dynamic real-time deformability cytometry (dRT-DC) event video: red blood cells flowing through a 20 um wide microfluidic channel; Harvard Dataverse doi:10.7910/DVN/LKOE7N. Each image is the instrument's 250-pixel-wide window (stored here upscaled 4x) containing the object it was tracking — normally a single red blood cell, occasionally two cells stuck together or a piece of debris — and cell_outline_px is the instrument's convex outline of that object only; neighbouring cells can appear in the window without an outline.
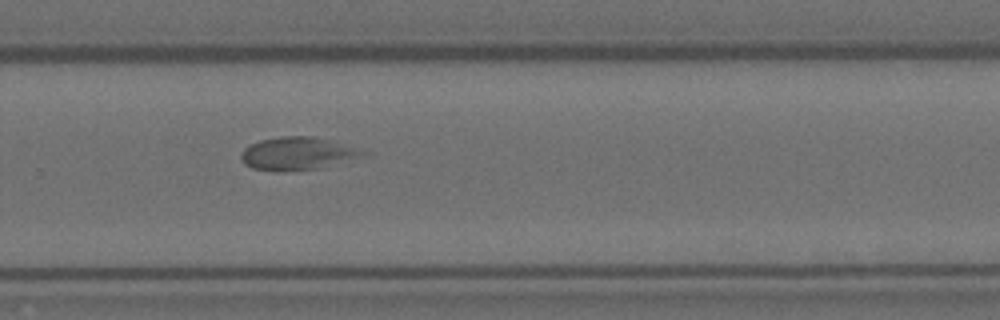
{"species": "Egyptian fruit bat (a non-hibernating species)", "species_latin": "Rousettus aegyptiacus", "temperature_condition": "room temperature", "stored_images_in_passage": 14, "camera_frame_rate_fps": 3000, "um_per_image_px": 0.085, "animal": {"sex": "female"}, "frame": {"image": 1, "passage_image": 10, "time_ms": 3.0, "image_size_px": [1000, 320], "cell_outline_px": [[364, 152], [320, 168], [276, 172], [252, 168], [244, 164], [240, 156], [240, 152], [244, 148], [260, 140], [280, 136], [316, 136]], "centroid_in_image_um": [25.04, 13.05], "position_along_channel_um": 304.8, "area_um2": 22.37}}
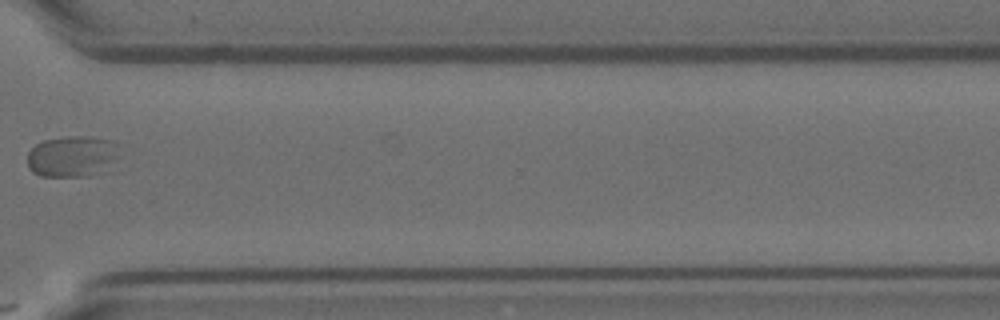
{"frame": {"image": 2, "passage_image": 11, "time_ms": 3.333, "image_size_px": [1000, 320], "cell_outline_px": [[120, 144], [116, 156], [104, 172], [88, 176], [40, 176], [32, 172], [28, 168], [28, 152], [36, 144], [44, 140], [68, 136], [92, 136], [116, 140]], "centroid_in_image_um": [6.15, 13.27], "position_along_channel_um": 364.4, "area_um2": 22.37}}
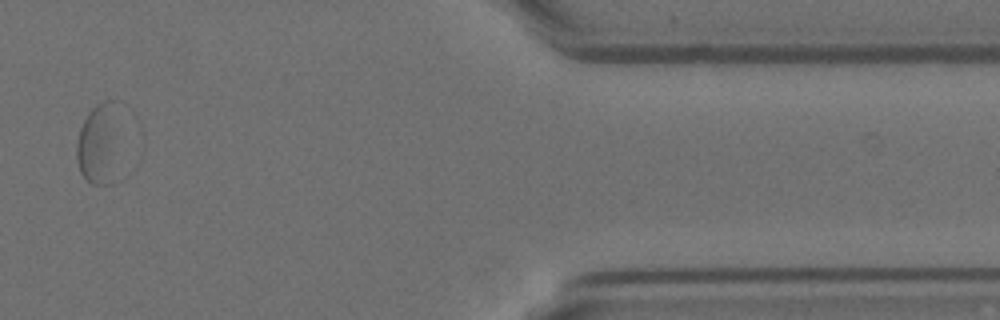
{"frame": {"image": 3, "passage_image": 13, "time_ms": 4.0, "image_size_px": [1000, 320], "cell_outline_px": [[112, 100], [104, 184], [92, 184], [80, 172], [76, 160], [76, 144], [80, 128], [88, 112], [96, 104], [104, 100]], "centroid_in_image_um": [8.02, 12.14], "position_along_channel_um": 403.4, "area_um2": 15.61}}